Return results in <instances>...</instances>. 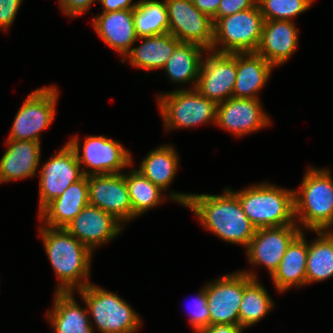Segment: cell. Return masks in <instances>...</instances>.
Returning a JSON list of instances; mask_svg holds the SVG:
<instances>
[{"mask_svg":"<svg viewBox=\"0 0 333 333\" xmlns=\"http://www.w3.org/2000/svg\"><path fill=\"white\" fill-rule=\"evenodd\" d=\"M186 208L205 230L224 242L246 248L255 234L256 228L229 187H225L222 194L191 193Z\"/></svg>","mask_w":333,"mask_h":333,"instance_id":"cell-1","label":"cell"},{"mask_svg":"<svg viewBox=\"0 0 333 333\" xmlns=\"http://www.w3.org/2000/svg\"><path fill=\"white\" fill-rule=\"evenodd\" d=\"M45 254L58 280L56 292H71L91 283L93 252L65 228L39 224Z\"/></svg>","mask_w":333,"mask_h":333,"instance_id":"cell-2","label":"cell"},{"mask_svg":"<svg viewBox=\"0 0 333 333\" xmlns=\"http://www.w3.org/2000/svg\"><path fill=\"white\" fill-rule=\"evenodd\" d=\"M295 220L301 231L333 230V174L328 168L308 167L294 189Z\"/></svg>","mask_w":333,"mask_h":333,"instance_id":"cell-3","label":"cell"},{"mask_svg":"<svg viewBox=\"0 0 333 333\" xmlns=\"http://www.w3.org/2000/svg\"><path fill=\"white\" fill-rule=\"evenodd\" d=\"M229 189L238 197L243 212L256 229L297 225L294 189L267 181L237 191Z\"/></svg>","mask_w":333,"mask_h":333,"instance_id":"cell-4","label":"cell"},{"mask_svg":"<svg viewBox=\"0 0 333 333\" xmlns=\"http://www.w3.org/2000/svg\"><path fill=\"white\" fill-rule=\"evenodd\" d=\"M75 293L86 305L94 331L97 330L99 333H137L141 331L139 330L143 325L141 316L118 294L92 282L84 288L76 290Z\"/></svg>","mask_w":333,"mask_h":333,"instance_id":"cell-5","label":"cell"},{"mask_svg":"<svg viewBox=\"0 0 333 333\" xmlns=\"http://www.w3.org/2000/svg\"><path fill=\"white\" fill-rule=\"evenodd\" d=\"M157 94V106L166 132L216 124L217 103L202 96L195 88H180Z\"/></svg>","mask_w":333,"mask_h":333,"instance_id":"cell-6","label":"cell"},{"mask_svg":"<svg viewBox=\"0 0 333 333\" xmlns=\"http://www.w3.org/2000/svg\"><path fill=\"white\" fill-rule=\"evenodd\" d=\"M78 135L67 141L74 150L85 176L120 174L134 165L131 152L120 141L103 135H88L80 143ZM82 144V145H81ZM82 147V148H81Z\"/></svg>","mask_w":333,"mask_h":333,"instance_id":"cell-7","label":"cell"},{"mask_svg":"<svg viewBox=\"0 0 333 333\" xmlns=\"http://www.w3.org/2000/svg\"><path fill=\"white\" fill-rule=\"evenodd\" d=\"M258 4L218 19L213 25L211 51L217 53L256 52L264 24Z\"/></svg>","mask_w":333,"mask_h":333,"instance_id":"cell-8","label":"cell"},{"mask_svg":"<svg viewBox=\"0 0 333 333\" xmlns=\"http://www.w3.org/2000/svg\"><path fill=\"white\" fill-rule=\"evenodd\" d=\"M60 90L54 85L32 90L16 113L5 140L41 142V134L55 120Z\"/></svg>","mask_w":333,"mask_h":333,"instance_id":"cell-9","label":"cell"},{"mask_svg":"<svg viewBox=\"0 0 333 333\" xmlns=\"http://www.w3.org/2000/svg\"><path fill=\"white\" fill-rule=\"evenodd\" d=\"M39 170L38 212L84 176L76 153L67 142Z\"/></svg>","mask_w":333,"mask_h":333,"instance_id":"cell-10","label":"cell"},{"mask_svg":"<svg viewBox=\"0 0 333 333\" xmlns=\"http://www.w3.org/2000/svg\"><path fill=\"white\" fill-rule=\"evenodd\" d=\"M237 53L206 52L195 89L205 98L221 103L233 97Z\"/></svg>","mask_w":333,"mask_h":333,"instance_id":"cell-11","label":"cell"},{"mask_svg":"<svg viewBox=\"0 0 333 333\" xmlns=\"http://www.w3.org/2000/svg\"><path fill=\"white\" fill-rule=\"evenodd\" d=\"M167 7L168 33L180 42L193 43L211 50L213 44V21L200 12L191 0H164Z\"/></svg>","mask_w":333,"mask_h":333,"instance_id":"cell-12","label":"cell"},{"mask_svg":"<svg viewBox=\"0 0 333 333\" xmlns=\"http://www.w3.org/2000/svg\"><path fill=\"white\" fill-rule=\"evenodd\" d=\"M260 99L229 98L217 105L216 126L236 138L272 125Z\"/></svg>","mask_w":333,"mask_h":333,"instance_id":"cell-13","label":"cell"},{"mask_svg":"<svg viewBox=\"0 0 333 333\" xmlns=\"http://www.w3.org/2000/svg\"><path fill=\"white\" fill-rule=\"evenodd\" d=\"M209 325L239 324V309L243 298V272L227 273L205 284Z\"/></svg>","mask_w":333,"mask_h":333,"instance_id":"cell-14","label":"cell"},{"mask_svg":"<svg viewBox=\"0 0 333 333\" xmlns=\"http://www.w3.org/2000/svg\"><path fill=\"white\" fill-rule=\"evenodd\" d=\"M301 232L298 225H284L256 229L249 245L245 248L250 266H264L271 276L277 269L287 247Z\"/></svg>","mask_w":333,"mask_h":333,"instance_id":"cell-15","label":"cell"},{"mask_svg":"<svg viewBox=\"0 0 333 333\" xmlns=\"http://www.w3.org/2000/svg\"><path fill=\"white\" fill-rule=\"evenodd\" d=\"M89 204L106 211L125 227L133 220V210L125 173L88 176Z\"/></svg>","mask_w":333,"mask_h":333,"instance_id":"cell-16","label":"cell"},{"mask_svg":"<svg viewBox=\"0 0 333 333\" xmlns=\"http://www.w3.org/2000/svg\"><path fill=\"white\" fill-rule=\"evenodd\" d=\"M124 227L113 215L88 204L65 229L94 253L97 248L118 237Z\"/></svg>","mask_w":333,"mask_h":333,"instance_id":"cell-17","label":"cell"},{"mask_svg":"<svg viewBox=\"0 0 333 333\" xmlns=\"http://www.w3.org/2000/svg\"><path fill=\"white\" fill-rule=\"evenodd\" d=\"M299 30L291 20H265L256 53L275 67L286 63L297 50Z\"/></svg>","mask_w":333,"mask_h":333,"instance_id":"cell-18","label":"cell"},{"mask_svg":"<svg viewBox=\"0 0 333 333\" xmlns=\"http://www.w3.org/2000/svg\"><path fill=\"white\" fill-rule=\"evenodd\" d=\"M6 151L0 158V184L33 178L41 164V142L5 140Z\"/></svg>","mask_w":333,"mask_h":333,"instance_id":"cell-19","label":"cell"},{"mask_svg":"<svg viewBox=\"0 0 333 333\" xmlns=\"http://www.w3.org/2000/svg\"><path fill=\"white\" fill-rule=\"evenodd\" d=\"M91 24L98 37L121 55V60L138 41L134 10L101 12L92 18Z\"/></svg>","mask_w":333,"mask_h":333,"instance_id":"cell-20","label":"cell"},{"mask_svg":"<svg viewBox=\"0 0 333 333\" xmlns=\"http://www.w3.org/2000/svg\"><path fill=\"white\" fill-rule=\"evenodd\" d=\"M89 204L88 176L72 183L39 213L38 219L50 228H65Z\"/></svg>","mask_w":333,"mask_h":333,"instance_id":"cell-21","label":"cell"},{"mask_svg":"<svg viewBox=\"0 0 333 333\" xmlns=\"http://www.w3.org/2000/svg\"><path fill=\"white\" fill-rule=\"evenodd\" d=\"M74 291L56 292L46 318L53 333H94L88 310L74 298Z\"/></svg>","mask_w":333,"mask_h":333,"instance_id":"cell-22","label":"cell"},{"mask_svg":"<svg viewBox=\"0 0 333 333\" xmlns=\"http://www.w3.org/2000/svg\"><path fill=\"white\" fill-rule=\"evenodd\" d=\"M307 254L308 240L304 231H301L289 244L277 269L270 276L278 293L306 286Z\"/></svg>","mask_w":333,"mask_h":333,"instance_id":"cell-23","label":"cell"},{"mask_svg":"<svg viewBox=\"0 0 333 333\" xmlns=\"http://www.w3.org/2000/svg\"><path fill=\"white\" fill-rule=\"evenodd\" d=\"M125 180L129 190V198L133 210V220L147 211L161 206L167 198L169 201L177 202L187 206L191 193L169 192L164 196V191L153 184L136 168L125 172Z\"/></svg>","mask_w":333,"mask_h":333,"instance_id":"cell-24","label":"cell"},{"mask_svg":"<svg viewBox=\"0 0 333 333\" xmlns=\"http://www.w3.org/2000/svg\"><path fill=\"white\" fill-rule=\"evenodd\" d=\"M137 40L141 43L137 47L132 46L120 62L123 64L128 62L133 68L137 67L146 72L162 70L175 48L181 43L170 33L138 37Z\"/></svg>","mask_w":333,"mask_h":333,"instance_id":"cell-25","label":"cell"},{"mask_svg":"<svg viewBox=\"0 0 333 333\" xmlns=\"http://www.w3.org/2000/svg\"><path fill=\"white\" fill-rule=\"evenodd\" d=\"M275 66L256 52L237 53V74L233 98L260 99V91Z\"/></svg>","mask_w":333,"mask_h":333,"instance_id":"cell-26","label":"cell"},{"mask_svg":"<svg viewBox=\"0 0 333 333\" xmlns=\"http://www.w3.org/2000/svg\"><path fill=\"white\" fill-rule=\"evenodd\" d=\"M243 272V298L239 309V325L244 329L260 322L275 307L274 299L257 277L255 270Z\"/></svg>","mask_w":333,"mask_h":333,"instance_id":"cell-27","label":"cell"},{"mask_svg":"<svg viewBox=\"0 0 333 333\" xmlns=\"http://www.w3.org/2000/svg\"><path fill=\"white\" fill-rule=\"evenodd\" d=\"M205 48L193 43L181 42L162 69L173 84H189L195 88L206 52ZM192 83V84H191Z\"/></svg>","mask_w":333,"mask_h":333,"instance_id":"cell-28","label":"cell"},{"mask_svg":"<svg viewBox=\"0 0 333 333\" xmlns=\"http://www.w3.org/2000/svg\"><path fill=\"white\" fill-rule=\"evenodd\" d=\"M179 157V153L172 144H163L149 151L141 160L139 168L136 169L153 184L168 193L180 167Z\"/></svg>","mask_w":333,"mask_h":333,"instance_id":"cell-29","label":"cell"},{"mask_svg":"<svg viewBox=\"0 0 333 333\" xmlns=\"http://www.w3.org/2000/svg\"><path fill=\"white\" fill-rule=\"evenodd\" d=\"M310 232L317 237L308 242L306 286L333 278V230Z\"/></svg>","mask_w":333,"mask_h":333,"instance_id":"cell-30","label":"cell"},{"mask_svg":"<svg viewBox=\"0 0 333 333\" xmlns=\"http://www.w3.org/2000/svg\"><path fill=\"white\" fill-rule=\"evenodd\" d=\"M134 25L138 37L168 33L169 19L164 0H138L134 9Z\"/></svg>","mask_w":333,"mask_h":333,"instance_id":"cell-31","label":"cell"},{"mask_svg":"<svg viewBox=\"0 0 333 333\" xmlns=\"http://www.w3.org/2000/svg\"><path fill=\"white\" fill-rule=\"evenodd\" d=\"M315 0H257L264 20H291L308 11Z\"/></svg>","mask_w":333,"mask_h":333,"instance_id":"cell-32","label":"cell"},{"mask_svg":"<svg viewBox=\"0 0 333 333\" xmlns=\"http://www.w3.org/2000/svg\"><path fill=\"white\" fill-rule=\"evenodd\" d=\"M188 308L189 325L195 333H199L204 327L209 326V309L205 292V285L201 287L198 294L195 296L192 304Z\"/></svg>","mask_w":333,"mask_h":333,"instance_id":"cell-33","label":"cell"},{"mask_svg":"<svg viewBox=\"0 0 333 333\" xmlns=\"http://www.w3.org/2000/svg\"><path fill=\"white\" fill-rule=\"evenodd\" d=\"M256 4L257 0H221L217 14L212 18L213 24L222 17L248 10Z\"/></svg>","mask_w":333,"mask_h":333,"instance_id":"cell-34","label":"cell"},{"mask_svg":"<svg viewBox=\"0 0 333 333\" xmlns=\"http://www.w3.org/2000/svg\"><path fill=\"white\" fill-rule=\"evenodd\" d=\"M24 0H0V31L7 32L14 23Z\"/></svg>","mask_w":333,"mask_h":333,"instance_id":"cell-35","label":"cell"},{"mask_svg":"<svg viewBox=\"0 0 333 333\" xmlns=\"http://www.w3.org/2000/svg\"><path fill=\"white\" fill-rule=\"evenodd\" d=\"M60 11L71 18L86 15L98 0H58Z\"/></svg>","mask_w":333,"mask_h":333,"instance_id":"cell-36","label":"cell"},{"mask_svg":"<svg viewBox=\"0 0 333 333\" xmlns=\"http://www.w3.org/2000/svg\"><path fill=\"white\" fill-rule=\"evenodd\" d=\"M102 5V12H113L117 10H134L138 1L133 0H98Z\"/></svg>","mask_w":333,"mask_h":333,"instance_id":"cell-37","label":"cell"},{"mask_svg":"<svg viewBox=\"0 0 333 333\" xmlns=\"http://www.w3.org/2000/svg\"><path fill=\"white\" fill-rule=\"evenodd\" d=\"M239 324H212L204 327L199 333H245Z\"/></svg>","mask_w":333,"mask_h":333,"instance_id":"cell-38","label":"cell"},{"mask_svg":"<svg viewBox=\"0 0 333 333\" xmlns=\"http://www.w3.org/2000/svg\"><path fill=\"white\" fill-rule=\"evenodd\" d=\"M195 7L211 19L217 14L221 0H191Z\"/></svg>","mask_w":333,"mask_h":333,"instance_id":"cell-39","label":"cell"}]
</instances>
